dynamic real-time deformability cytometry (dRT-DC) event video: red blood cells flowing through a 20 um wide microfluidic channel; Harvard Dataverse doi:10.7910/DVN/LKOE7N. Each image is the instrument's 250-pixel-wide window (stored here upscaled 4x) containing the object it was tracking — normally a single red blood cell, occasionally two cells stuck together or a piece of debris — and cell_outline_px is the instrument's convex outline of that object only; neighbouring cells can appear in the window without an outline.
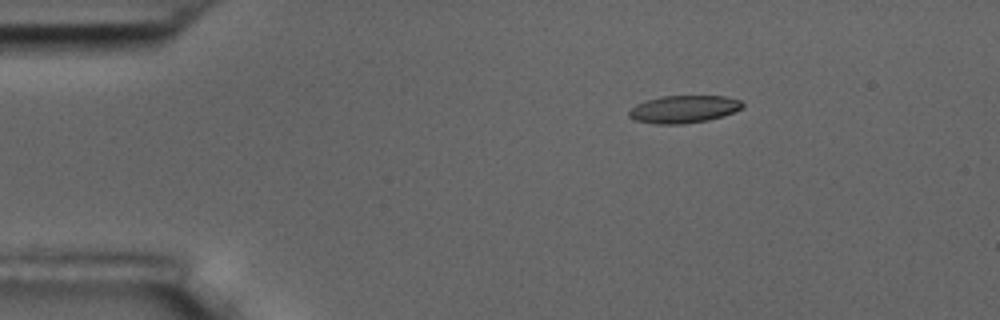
{"species": "common noctule bat (a hibernating species)", "species_latin": "Nyctalus noctula", "temperature_condition": "room temperature", "stored_images_in_passage": 3, "camera_frame_rate_fps": 3000, "um_per_image_px": 0.085, "animal": {"sex": "male", "body_mass_g": 17.5, "forearm_length_mm": 52.3}, "frame": {"image": 1, "passage_image": 1, "time_ms": 0.0, "image_size_px": [1000, 320], "cell_outline_px": [[744, 108], [724, 116], [708, 120], [684, 124], [656, 124], [636, 120], [628, 116], [628, 112], [636, 104], [660, 96], [724, 96], [740, 100], [744, 104]], "centroid_in_image_um": [58.15, 9.28], "position_along_channel_um": 26.8, "area_um2": 18.26}}